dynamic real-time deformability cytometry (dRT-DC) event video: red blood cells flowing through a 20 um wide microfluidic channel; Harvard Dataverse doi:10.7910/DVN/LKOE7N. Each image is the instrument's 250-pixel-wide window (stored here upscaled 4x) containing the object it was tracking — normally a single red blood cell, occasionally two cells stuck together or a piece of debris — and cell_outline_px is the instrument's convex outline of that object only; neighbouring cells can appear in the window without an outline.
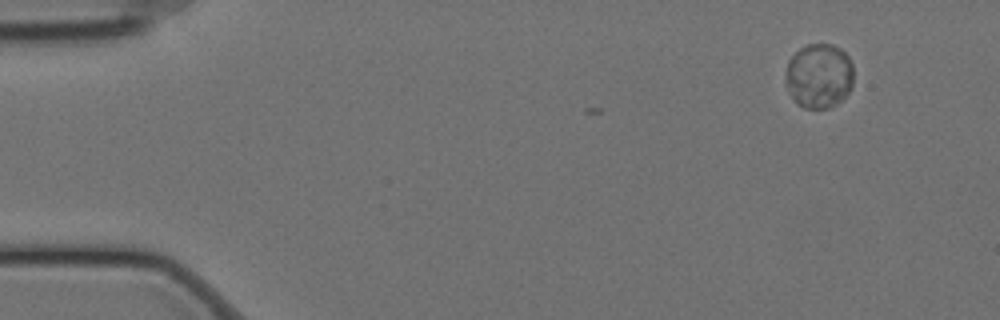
{"species": "Egyptian fruit bat (a non-hibernating species)", "species_latin": "Rousettus aegyptiacus", "temperature_condition": "cold", "stored_images_in_passage": 2, "camera_frame_rate_fps": 3000, "um_per_image_px": 0.085, "animal": {"sex": "female"}, "frame": {"image": 1, "passage_image": 2, "time_ms": 0.333, "image_size_px": [1000, 320], "cell_outline_px": [[852, 88], [836, 104], [828, 108], [804, 108], [796, 104], [788, 88], [784, 76], [788, 60], [800, 48], [808, 44], [832, 44], [840, 48], [848, 56], [852, 64]], "centroid_in_image_um": [69.6, 6.44], "position_along_channel_um": 15.4, "area_um2": 25.66}}